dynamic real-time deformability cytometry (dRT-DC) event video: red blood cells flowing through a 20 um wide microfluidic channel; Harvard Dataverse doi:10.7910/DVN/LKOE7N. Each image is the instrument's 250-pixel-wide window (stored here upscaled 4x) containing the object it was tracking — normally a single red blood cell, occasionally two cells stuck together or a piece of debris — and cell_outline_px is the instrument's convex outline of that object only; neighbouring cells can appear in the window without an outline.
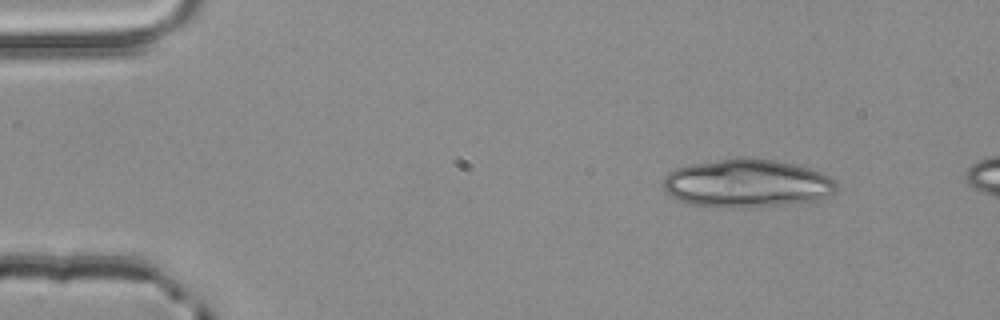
{"species": "common noctule bat (a hibernating species)", "species_latin": "Nyctalus noctula", "temperature_condition": "room temperature", "stored_images_in_passage": 4, "camera_frame_rate_fps": 3000, "um_per_image_px": 0.085, "animal": {"sex": "male", "body_mass_g": 20.4}, "frame": {"image": 1, "passage_image": 4, "time_ms": 1.0, "image_size_px": [1000, 320], "cell_outline_px": [[836, 192], [828, 196], [816, 200], [780, 204], [732, 208], [708, 208], [688, 204], [672, 196], [660, 184], [664, 176], [668, 172], [676, 168], [688, 164], [736, 156], [752, 156], [776, 160], [808, 168], [820, 172], [836, 180]], "centroid_in_image_um": [63.42, 15.56], "position_along_channel_um": 21.6, "area_um2": 49.42}}